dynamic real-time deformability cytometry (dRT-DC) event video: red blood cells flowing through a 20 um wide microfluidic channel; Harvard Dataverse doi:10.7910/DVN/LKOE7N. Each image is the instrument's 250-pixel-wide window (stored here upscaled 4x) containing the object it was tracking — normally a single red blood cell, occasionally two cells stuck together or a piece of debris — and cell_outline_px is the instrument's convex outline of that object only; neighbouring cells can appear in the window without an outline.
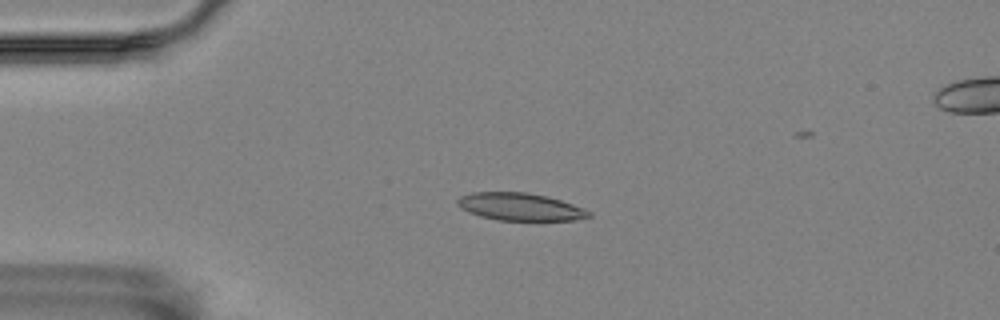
{"species": "Egyptian fruit bat (a non-hibernating species)", "species_latin": "Rousettus aegyptiacus", "temperature_condition": "room temperature", "stored_images_in_passage": 58, "camera_frame_rate_fps": 3000, "um_per_image_px": 0.085, "animal": {"sex": "female"}, "frame": {"image": 1, "passage_image": 14, "time_ms": 4.333, "image_size_px": [1000, 320], "cell_outline_px": [[592, 216], [576, 220], [496, 220], [480, 216], [468, 212], [460, 208], [456, 204], [456, 200], [460, 196], [472, 192], [528, 192], [560, 200], [584, 208], [592, 212]], "centroid_in_image_um": [44.18, 17.58], "position_along_channel_um": 40.8, "area_um2": 21.15}}
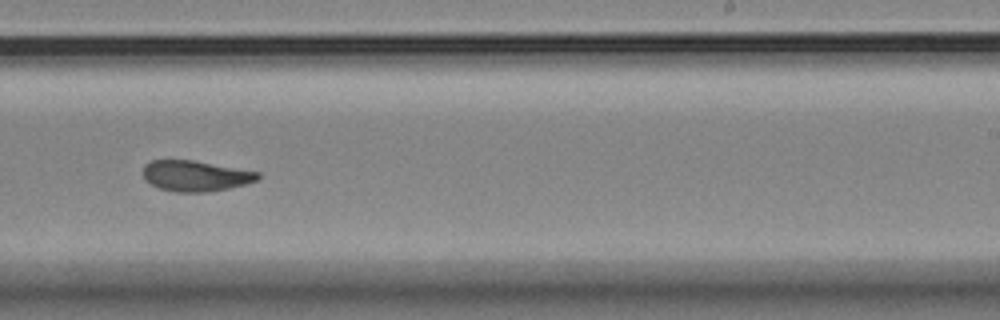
{"frame": {"image": 2, "passage_image": 36, "time_ms": 11.667, "image_size_px": [1000, 320], "cell_outline_px": [[260, 176], [256, 180], [244, 184], [228, 188], [208, 192], [172, 192], [160, 188], [144, 180], [144, 164], [152, 160], [192, 160], [260, 172]], "centroid_in_image_um": [16.59, 14.95], "position_along_channel_um": 272.4, "area_um2": 20.4}}
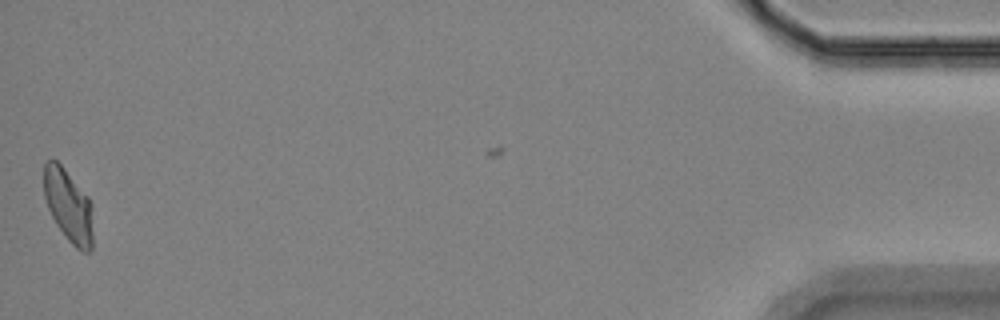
{"frame": {"image": 3, "passage_image": 57, "time_ms": 18.667, "image_size_px": [1000, 320], "cell_outline_px": [[92, 252], [80, 252], [68, 240], [56, 224], [48, 208], [44, 196], [44, 164], [48, 160], [56, 160], [64, 168], [88, 196], [92, 204]], "centroid_in_image_um": [5.83, 17.51], "position_along_channel_um": 429.4, "area_um2": 20.87}, "authors_computed_cell_mechanics": {"area_um2": 21.097, "velocity_mm_per_s": 3.5207, "shape_relaxation_time_tau1_ms": null, "shape_relaxation_time_tau2_ms": 6.7814, "deformation_change_tau1": null, "deformation_change_tau2": 0.1002}}